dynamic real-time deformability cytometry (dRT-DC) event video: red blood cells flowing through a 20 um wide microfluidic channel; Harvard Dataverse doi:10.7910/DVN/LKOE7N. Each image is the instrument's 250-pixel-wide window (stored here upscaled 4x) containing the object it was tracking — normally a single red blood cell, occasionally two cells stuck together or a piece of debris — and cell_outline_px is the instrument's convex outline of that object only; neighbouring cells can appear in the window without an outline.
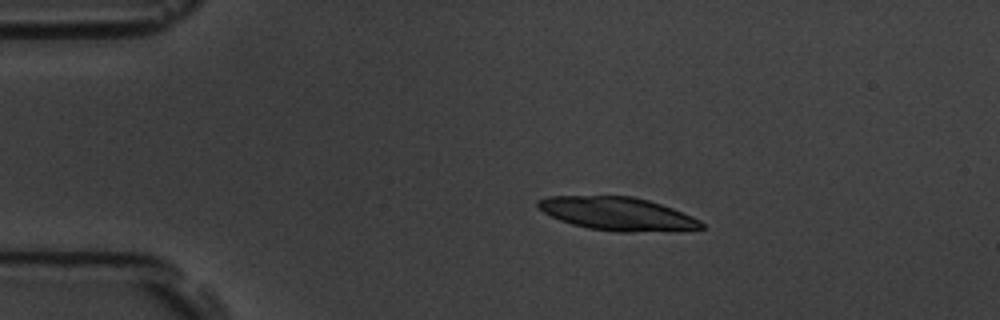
{"species": "common noctule bat (a hibernating species)", "species_latin": "Nyctalus noctula", "temperature_condition": "room temperature", "stored_images_in_passage": 3, "camera_frame_rate_fps": 3000, "um_per_image_px": 0.085, "animal": {"sex": "male", "body_mass_g": 19.5, "forearm_length_mm": 54.6}, "frame": {"image": 1, "passage_image": 1, "time_ms": 0.0, "image_size_px": [1000, 320], "cell_outline_px": [[704, 228], [632, 232], [616, 232], [588, 228], [572, 224], [560, 220], [544, 212], [536, 204], [536, 200], [548, 196], [632, 196], [648, 200], [672, 208], [692, 216], [700, 220], [704, 224]], "centroid_in_image_um": [52.45, 18.16], "position_along_channel_um": 32.6, "area_um2": 31.33}}